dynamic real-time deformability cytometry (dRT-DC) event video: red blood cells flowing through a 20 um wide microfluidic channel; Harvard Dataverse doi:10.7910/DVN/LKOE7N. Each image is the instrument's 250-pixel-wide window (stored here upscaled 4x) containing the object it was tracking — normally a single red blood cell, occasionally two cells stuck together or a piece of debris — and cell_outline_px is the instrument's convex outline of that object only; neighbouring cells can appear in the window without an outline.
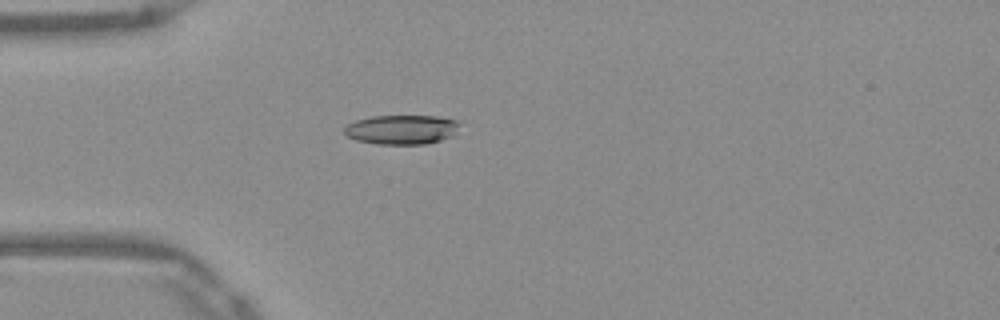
{"species": "Egyptian fruit bat (a non-hibernating species)", "species_latin": "Rousettus aegyptiacus", "temperature_condition": "warm", "stored_images_in_passage": 39, "camera_frame_rate_fps": 3000, "um_per_image_px": 0.085, "frame": {"image": 1, "passage_image": 2, "time_ms": 0.333, "image_size_px": [1000, 320], "cell_outline_px": [[460, 124], [452, 136], [440, 140], [424, 144], [376, 144], [356, 140], [348, 136], [344, 132], [344, 128], [348, 124], [356, 120], [372, 116], [436, 116], [460, 120]], "centroid_in_image_um": [34.15, 11.01], "position_along_channel_um": 50.8, "area_um2": 19.77}}
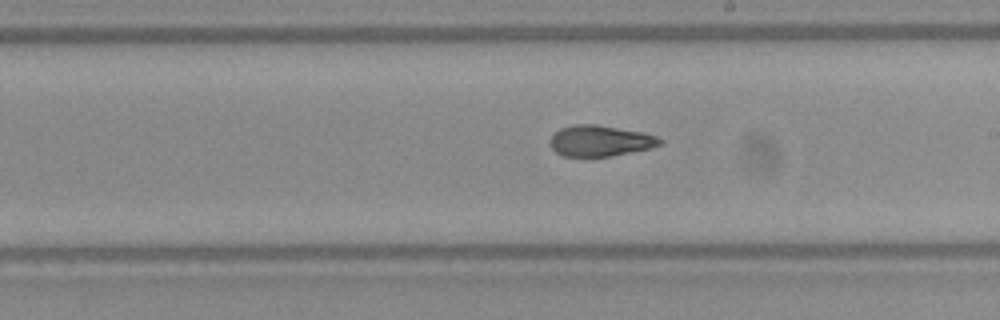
{"frame": {"image": 2, "passage_image": 17, "time_ms": 5.333, "image_size_px": [1000, 320], "cell_outline_px": [[664, 140], [660, 144], [648, 148], [612, 156], [564, 156], [556, 152], [552, 148], [548, 140], [560, 128], [576, 124], [596, 124], [640, 132], [656, 136]], "centroid_in_image_um": [50.97, 11.97], "position_along_channel_um": 238.0, "area_um2": 19.54}}
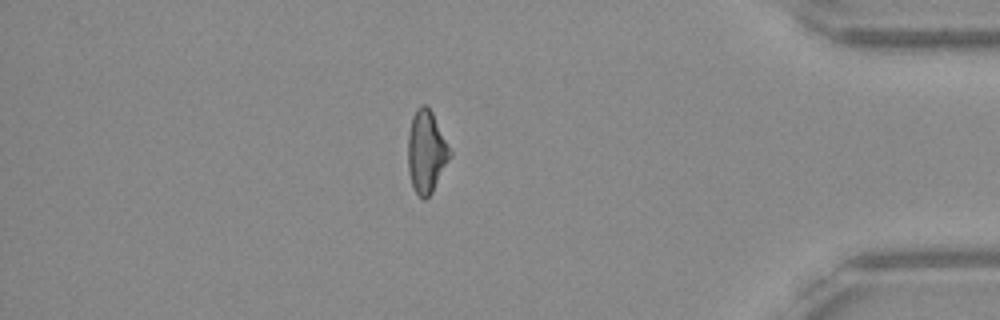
{"frame": {"image": 3, "passage_image": 32, "time_ms": 10.333, "image_size_px": [1000, 320], "cell_outline_px": [[452, 156], [432, 192], [424, 200], [412, 188], [408, 172], [408, 132], [412, 116], [416, 108], [420, 104], [424, 104], [432, 112], [452, 152]], "centroid_in_image_um": [36.23, 12.9], "position_along_channel_um": 399.0, "area_um2": 20.29}, "authors_computed_cell_mechanics": {"area_um2": 20.1144, "velocity_mm_per_s": 3.9438, "shape_relaxation_time_tau1_ms": null, "shape_relaxation_time_tau2_ms": 3.3643, "deformation_change_tau1": null, "deformation_change_tau2": 0.1149}}